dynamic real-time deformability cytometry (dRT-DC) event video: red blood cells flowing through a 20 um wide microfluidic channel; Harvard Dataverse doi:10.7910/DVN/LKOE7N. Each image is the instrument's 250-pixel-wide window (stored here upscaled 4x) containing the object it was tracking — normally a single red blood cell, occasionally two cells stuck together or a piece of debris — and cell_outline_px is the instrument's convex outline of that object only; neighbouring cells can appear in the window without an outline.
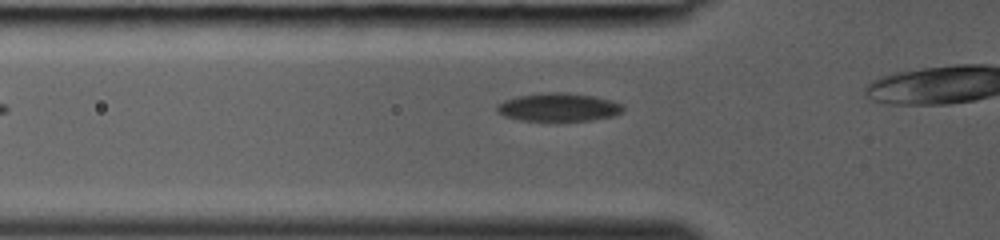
{"species": "common noctule bat (a hibernating species)", "species_latin": "Nyctalus noctula", "temperature_condition": "room temperature", "stored_images_in_passage": 6, "camera_frame_rate_fps": 3000, "um_per_image_px": 0.085, "animal": {"sex": "female", "body_mass_g": 19.0, "forearm_length_mm": 53.3}, "frame": {"image": 1, "passage_image": 2, "time_ms": 0.333, "image_size_px": [1000, 240], "cell_outline_px": [[624, 112], [612, 116], [592, 120], [548, 124], [520, 120], [504, 116], [496, 112], [496, 104], [504, 100], [516, 96], [548, 92], [564, 92], [592, 96], [612, 100], [624, 104]], "centroid_in_image_um": [47.45, 9.16], "position_along_channel_um": 78.3, "area_um2": 21.85}}
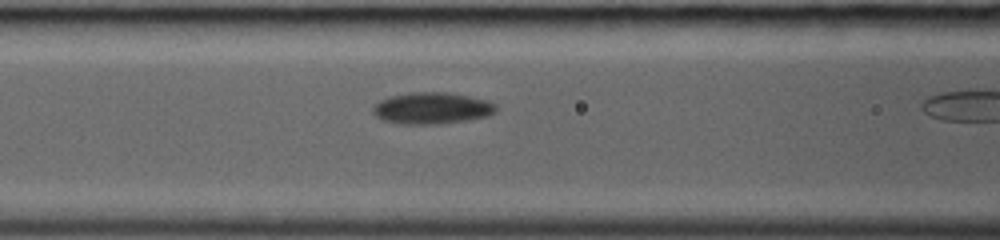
{"frame": {"image": 2, "passage_image": 5, "time_ms": 1.333, "image_size_px": [1000, 240], "cell_outline_px": [[496, 112], [488, 116], [468, 120], [436, 124], [400, 124], [384, 120], [376, 116], [372, 112], [372, 108], [380, 100], [392, 96], [412, 92], [448, 92], [488, 100], [496, 104]], "centroid_in_image_um": [36.73, 9.2], "position_along_channel_um": 129.9, "area_um2": 22.66}}